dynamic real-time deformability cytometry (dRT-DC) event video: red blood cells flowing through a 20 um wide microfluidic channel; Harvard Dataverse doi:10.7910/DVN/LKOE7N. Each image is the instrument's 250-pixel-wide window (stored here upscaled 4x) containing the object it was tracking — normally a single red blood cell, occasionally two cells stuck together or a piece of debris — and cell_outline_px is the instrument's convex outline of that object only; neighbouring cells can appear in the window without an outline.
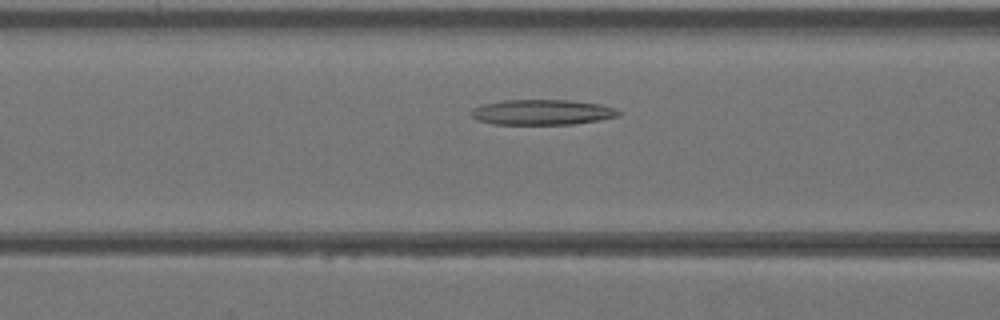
{"species": "Egyptian fruit bat (a non-hibernating species)", "species_latin": "Rousettus aegyptiacus", "temperature_condition": "warm", "stored_images_in_passage": 32, "camera_frame_rate_fps": 3000, "um_per_image_px": 0.085, "animal": {"sex": "female"}, "frame": {"image": 1, "passage_image": 11, "time_ms": 3.333, "image_size_px": [1000, 320], "cell_outline_px": [[620, 116], [600, 120], [572, 124], [492, 124], [476, 120], [472, 116], [472, 108], [480, 104], [504, 100], [568, 100], [600, 104], [616, 108], [620, 112]], "centroid_in_image_um": [46.07, 9.53], "position_along_channel_um": 120.5, "area_um2": 21.85}}
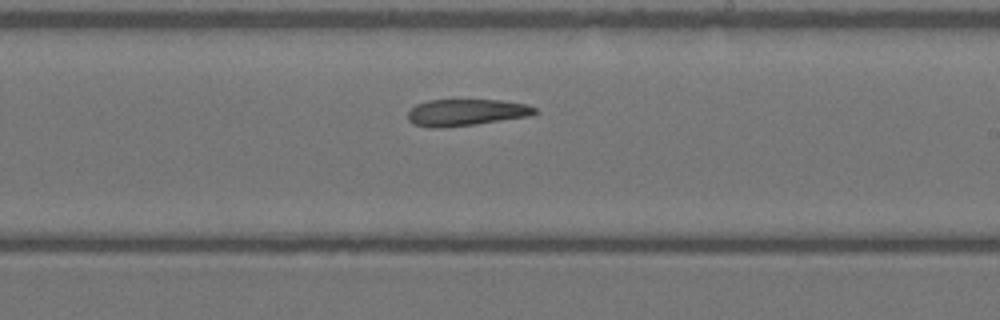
{"frame": {"image": 2, "passage_image": 19, "time_ms": 6.0, "image_size_px": [1000, 320], "cell_outline_px": [[540, 112], [528, 116], [476, 124], [440, 128], [428, 128], [412, 124], [408, 120], [408, 112], [416, 104], [428, 100], [500, 100], [524, 104], [536, 108]], "centroid_in_image_um": [39.58, 9.56], "position_along_channel_um": 249.4, "area_um2": 19.77}}
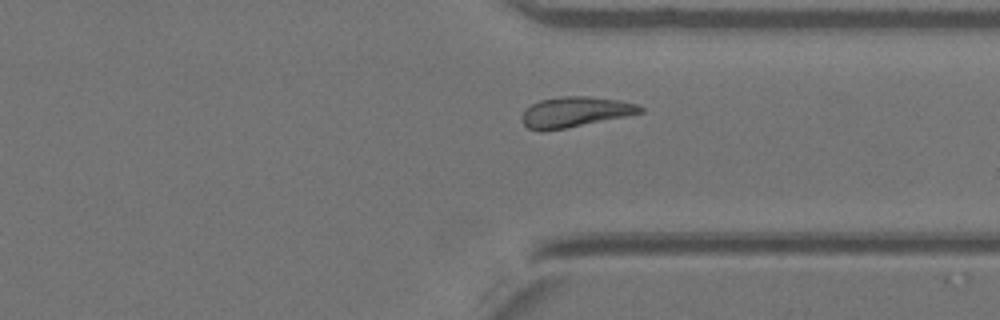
{"frame": {"image": 3, "passage_image": 26, "time_ms": 8.333, "image_size_px": [1000, 320], "cell_outline_px": [[644, 112], [564, 128], [528, 128], [524, 124], [520, 116], [524, 108], [540, 100], [564, 96], [588, 96], [620, 100], [636, 104], [644, 108]], "centroid_in_image_um": [48.89, 9.47], "position_along_channel_um": 362.5, "area_um2": 20.29}}